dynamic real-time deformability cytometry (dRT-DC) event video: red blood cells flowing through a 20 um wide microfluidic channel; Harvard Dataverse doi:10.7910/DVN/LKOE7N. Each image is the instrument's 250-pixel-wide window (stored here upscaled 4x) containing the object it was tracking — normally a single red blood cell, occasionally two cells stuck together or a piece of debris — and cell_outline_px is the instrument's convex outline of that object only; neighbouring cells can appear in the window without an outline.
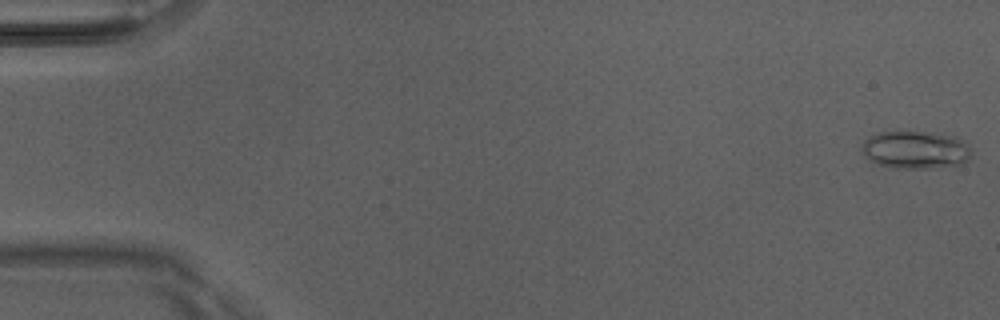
{"species": "Egyptian fruit bat (a non-hibernating species)", "species_latin": "Rousettus aegyptiacus", "temperature_condition": "room temperature", "stored_images_in_passage": 5, "camera_frame_rate_fps": 3000, "um_per_image_px": 0.085, "animal": {"sex": "male"}, "frame": {"image": 1, "passage_image": 1, "time_ms": 0.0, "image_size_px": [1000, 320], "cell_outline_px": [[972, 152], [968, 160], [960, 164], [932, 168], [896, 168], [876, 164], [868, 160], [860, 152], [860, 148], [864, 140], [868, 136], [876, 132], [904, 128], [932, 132], [952, 136], [964, 140], [972, 148]], "centroid_in_image_um": [77.75, 12.68], "position_along_channel_um": 7.2, "area_um2": 25.37}}